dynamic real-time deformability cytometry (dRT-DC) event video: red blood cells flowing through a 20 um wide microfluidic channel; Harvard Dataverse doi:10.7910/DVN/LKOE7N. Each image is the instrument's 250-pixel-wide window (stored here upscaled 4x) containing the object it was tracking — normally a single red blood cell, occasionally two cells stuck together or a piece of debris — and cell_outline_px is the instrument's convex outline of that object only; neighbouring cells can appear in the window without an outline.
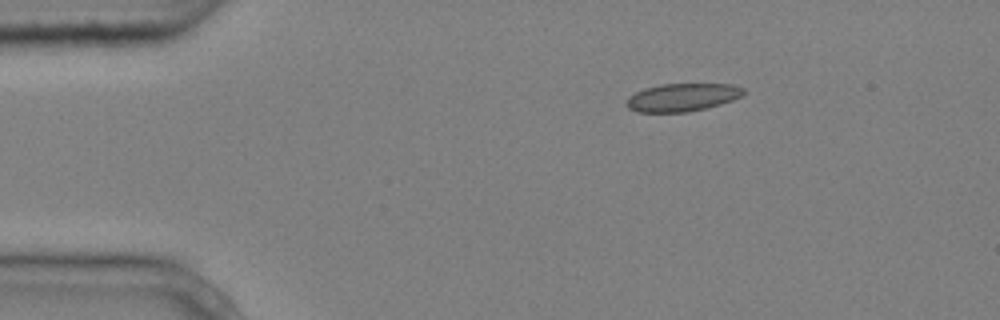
{"species": "common noctule bat (a hibernating species)", "species_latin": "Nyctalus noctula", "temperature_condition": "cold", "stored_images_in_passage": 3, "camera_frame_rate_fps": 3000, "um_per_image_px": 0.085, "animal": {"sex": "male", "body_mass_g": 20.4}, "frame": {"image": 1, "passage_image": 1, "time_ms": 0.0, "image_size_px": [1000, 320], "cell_outline_px": [[748, 92], [732, 100], [720, 104], [688, 112], [636, 112], [628, 108], [624, 104], [628, 96], [644, 88], [660, 84], [732, 84], [744, 88]], "centroid_in_image_um": [57.97, 8.27], "position_along_channel_um": 27.0, "area_um2": 19.19}}
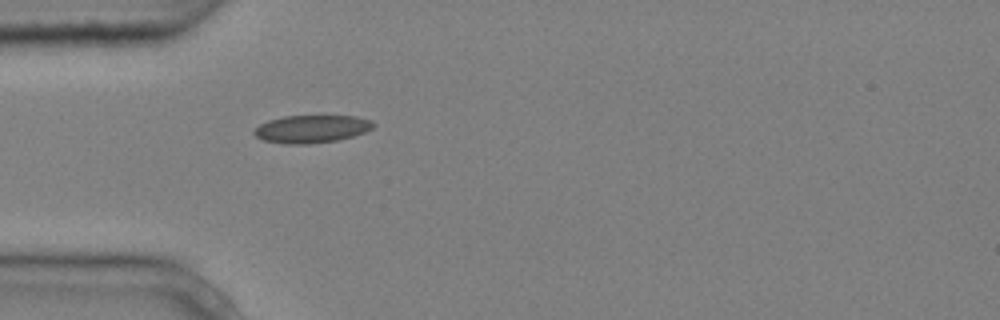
{"frame": {"image": 2, "passage_image": 3, "time_ms": 0.667, "image_size_px": [1000, 320], "cell_outline_px": [[376, 124], [372, 128], [364, 132], [352, 136], [336, 140], [308, 144], [284, 144], [264, 140], [256, 136], [252, 132], [260, 124], [268, 120], [284, 116], [356, 116], [372, 120]], "centroid_in_image_um": [26.48, 10.95], "position_along_channel_um": 58.5, "area_um2": 19.19}}